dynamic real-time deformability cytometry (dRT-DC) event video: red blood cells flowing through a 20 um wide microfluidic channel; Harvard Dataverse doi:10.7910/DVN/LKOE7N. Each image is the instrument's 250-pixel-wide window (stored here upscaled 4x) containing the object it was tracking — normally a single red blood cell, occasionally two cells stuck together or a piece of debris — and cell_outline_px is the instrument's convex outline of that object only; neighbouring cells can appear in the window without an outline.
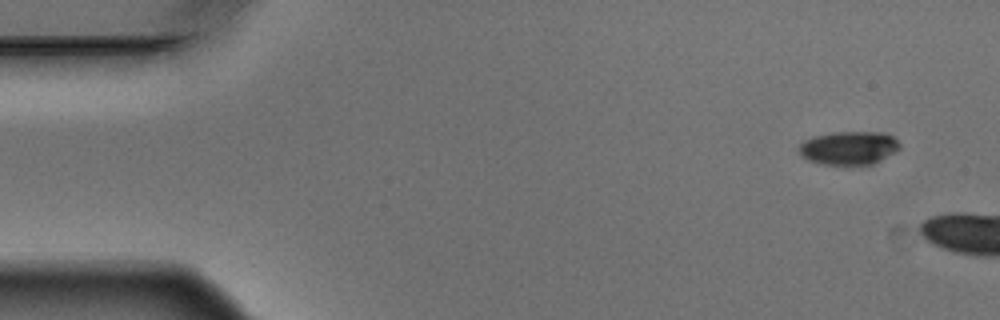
{"species": "Egyptian fruit bat (a non-hibernating species)", "species_latin": "Rousettus aegyptiacus", "temperature_condition": "warm", "stored_images_in_passage": 3, "camera_frame_rate_fps": 3000, "um_per_image_px": 0.085, "animal": {"sex": "male"}, "frame": {"image": 1, "passage_image": 1, "time_ms": 0.0, "image_size_px": [1000, 320], "cell_outline_px": [[900, 148], [896, 152], [872, 164], [820, 164], [808, 160], [800, 156], [800, 144], [804, 140], [812, 136], [836, 132], [888, 132], [900, 144]], "centroid_in_image_um": [72.16, 12.56], "position_along_channel_um": 12.8, "area_um2": 19.65}}